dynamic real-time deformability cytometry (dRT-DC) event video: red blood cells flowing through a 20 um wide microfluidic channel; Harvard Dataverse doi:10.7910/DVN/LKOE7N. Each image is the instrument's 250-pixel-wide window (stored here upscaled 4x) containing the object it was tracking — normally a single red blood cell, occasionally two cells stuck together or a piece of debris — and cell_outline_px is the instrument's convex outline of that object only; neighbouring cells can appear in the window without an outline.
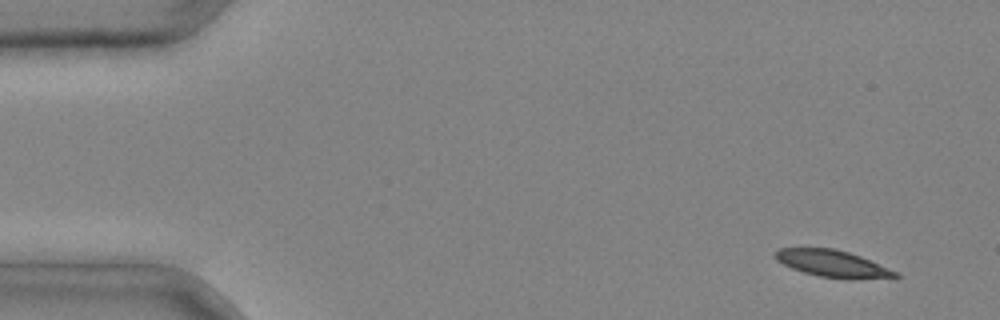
{"species": "common noctule bat (a hibernating species)", "species_latin": "Nyctalus noctula", "temperature_condition": "cold", "stored_images_in_passage": 2, "camera_frame_rate_fps": 3000, "um_per_image_px": 0.085, "animal": {"sex": "male", "body_mass_g": 20.4}, "frame": {"image": 1, "passage_image": 1, "time_ms": 0.0, "image_size_px": [1000, 320], "cell_outline_px": [[900, 276], [896, 280], [820, 276], [804, 272], [792, 268], [776, 260], [776, 252], [780, 248], [836, 248], [860, 256], [900, 272]], "centroid_in_image_um": [70.9, 22.41], "position_along_channel_um": 14.1, "area_um2": 18.73}}